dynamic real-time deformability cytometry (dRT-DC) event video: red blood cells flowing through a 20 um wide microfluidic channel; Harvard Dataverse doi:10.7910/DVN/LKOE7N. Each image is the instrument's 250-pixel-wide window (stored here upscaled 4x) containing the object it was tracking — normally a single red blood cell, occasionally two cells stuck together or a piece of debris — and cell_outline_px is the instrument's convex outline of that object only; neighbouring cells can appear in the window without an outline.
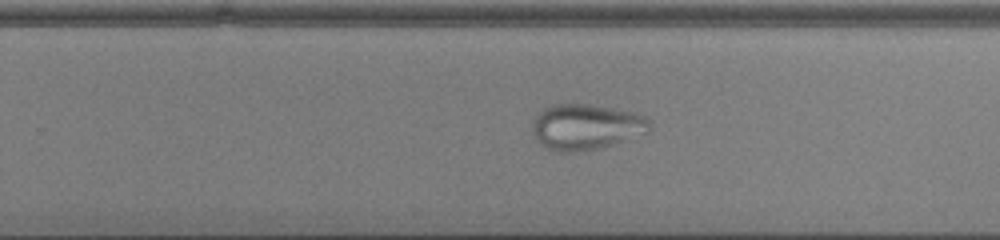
{"species": "common noctule bat (a hibernating species)", "species_latin": "Nyctalus noctula", "temperature_condition": "cold", "stored_images_in_passage": 54, "camera_frame_rate_fps": 3000, "um_per_image_px": 0.085, "animal": {"sex": "male", "body_mass_g": 13.0, "forearm_length_mm": 53.1}, "frame": {"image": 1, "passage_image": 37, "time_ms": 12.0, "image_size_px": [1000, 240], "cell_outline_px": [[648, 124], [608, 144], [592, 148], [552, 148], [544, 144], [536, 136], [536, 120], [548, 108], [560, 104], [584, 104], [644, 116], [648, 120]], "centroid_in_image_um": [49.71, 10.71], "position_along_channel_um": 280.1, "area_um2": 26.7}}
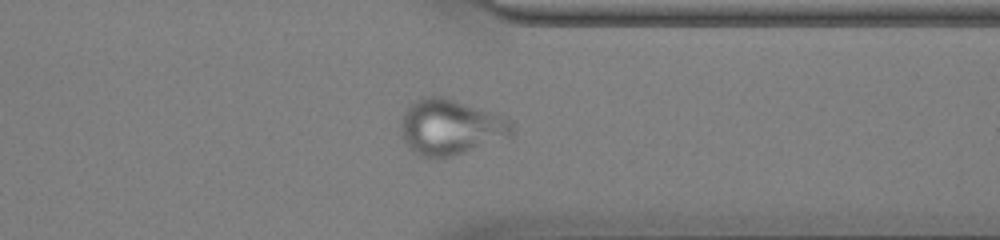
{"frame": {"image": 2, "passage_image": 44, "time_ms": 14.333, "image_size_px": [1000, 240], "cell_outline_px": [[512, 132], [460, 152], [448, 156], [424, 156], [412, 148], [404, 140], [404, 116], [408, 108], [412, 104], [420, 100], [432, 96], [440, 96], [452, 100], [484, 112], [504, 120], [512, 124]], "centroid_in_image_um": [38.19, 10.79], "position_along_channel_um": 373.2, "area_um2": 32.19}}
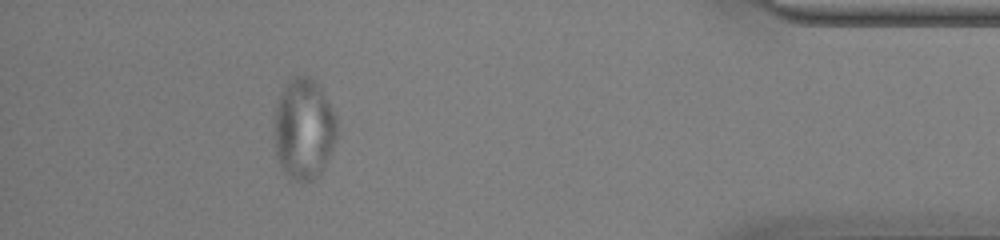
{"frame": {"image": 3, "passage_image": 50, "time_ms": 16.333, "image_size_px": [1000, 240], "cell_outline_px": [[336, 136], [324, 164], [320, 172], [316, 176], [308, 180], [296, 180], [288, 176], [276, 160], [276, 108], [280, 96], [288, 80], [296, 76], [308, 76], [320, 88], [336, 120]], "centroid_in_image_um": [25.8, 10.96], "position_along_channel_um": 409.4, "area_um2": 35.37}}